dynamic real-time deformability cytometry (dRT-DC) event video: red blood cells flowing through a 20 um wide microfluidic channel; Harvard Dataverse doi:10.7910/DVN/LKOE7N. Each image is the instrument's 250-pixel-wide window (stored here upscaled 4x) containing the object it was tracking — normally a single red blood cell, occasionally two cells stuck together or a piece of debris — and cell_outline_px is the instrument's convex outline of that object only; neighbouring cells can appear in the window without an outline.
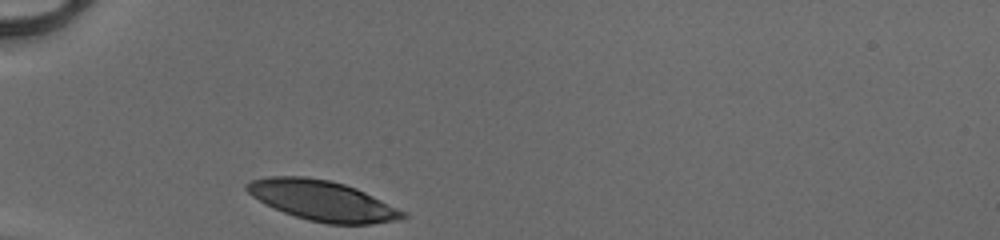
{"species": "human", "species_latin": "Homo sapiens", "temperature_condition": "cold", "stored_images_in_passage": 27, "camera_frame_rate_fps": 3000, "um_per_image_px": 0.085, "donor": {"sex": "male"}, "frame": {"image": 1, "passage_image": 1, "time_ms": 0.0, "image_size_px": [1000, 240], "cell_outline_px": [[408, 216], [396, 220], [368, 224], [328, 224], [308, 220], [284, 212], [252, 196], [244, 188], [244, 184], [252, 180], [272, 176], [304, 176], [328, 180], [344, 184], [356, 188], [404, 212]], "centroid_in_image_um": [27.37, 17.04], "position_along_channel_um": 57.6, "area_um2": 35.84}}
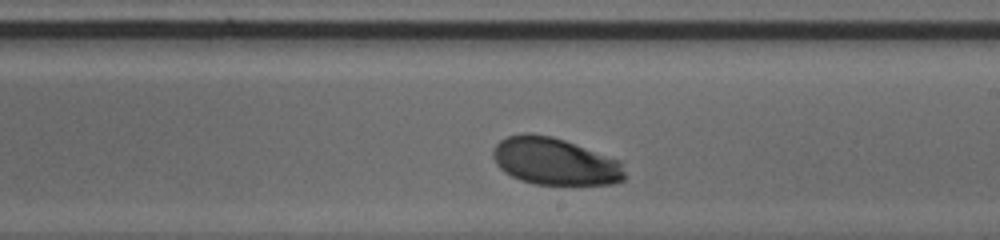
{"frame": {"image": 2, "passage_image": 16, "time_ms": 5.0, "image_size_px": [1000, 240], "cell_outline_px": [[624, 180], [616, 184], [536, 184], [520, 180], [504, 172], [496, 164], [492, 156], [492, 152], [496, 144], [500, 140], [508, 136], [524, 132], [528, 132], [552, 136], [564, 140], [620, 160], [624, 172]], "centroid_in_image_um": [47.14, 13.71], "position_along_channel_um": 241.9, "area_um2": 36.24}}
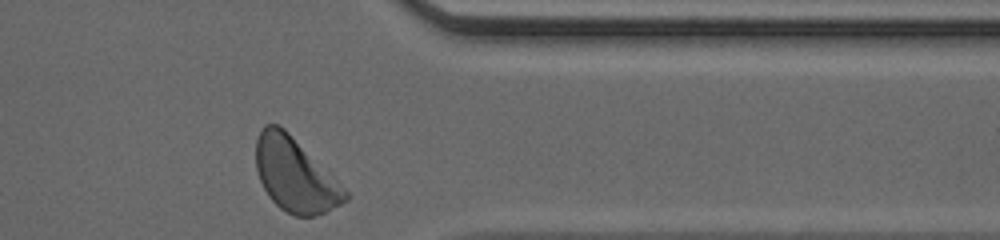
{"frame": {"image": 3, "passage_image": 27, "time_ms": 8.667, "image_size_px": [1000, 240], "cell_outline_px": [[348, 200], [324, 212], [312, 216], [296, 216], [280, 208], [268, 196], [260, 180], [256, 168], [256, 140], [264, 124], [276, 124], [284, 128], [348, 192]], "centroid_in_image_um": [25.04, 14.87], "position_along_channel_um": 386.4, "area_um2": 37.51}, "authors_computed_cell_mechanics": {"area_um2": 36.8186, "velocity_mm_per_s": 4.049, "shape_relaxation_time_tau1_ms": 1.4338, "shape_relaxation_time_tau2_ms": null, "deformation_change_tau1": 0.1018, "deformation_change_tau2": null}}